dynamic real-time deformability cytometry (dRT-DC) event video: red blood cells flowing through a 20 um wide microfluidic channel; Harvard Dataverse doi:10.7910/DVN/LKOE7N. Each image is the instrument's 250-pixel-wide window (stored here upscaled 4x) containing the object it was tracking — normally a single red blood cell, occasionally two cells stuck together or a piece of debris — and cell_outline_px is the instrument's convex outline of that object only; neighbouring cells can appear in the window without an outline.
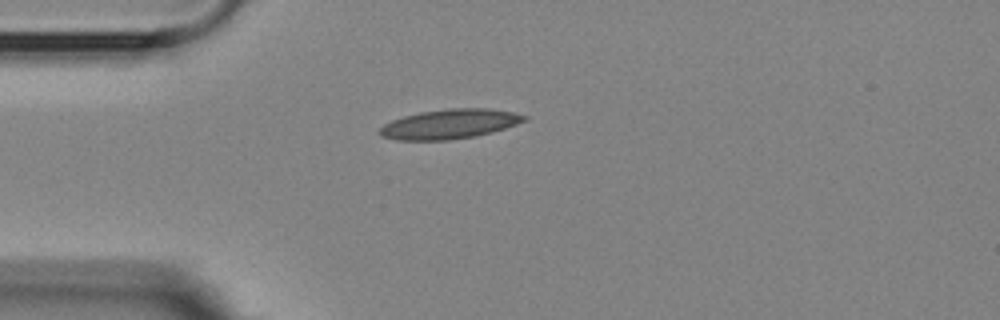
{"species": "Egyptian fruit bat (a non-hibernating species)", "species_latin": "Rousettus aegyptiacus", "temperature_condition": "room temperature", "stored_images_in_passage": 8, "camera_frame_rate_fps": 3000, "um_per_image_px": 0.085, "animal": {"sex": "female"}, "frame": {"image": 1, "passage_image": 1, "time_ms": 0.0, "image_size_px": [1000, 320], "cell_outline_px": [[528, 120], [492, 132], [476, 136], [448, 140], [396, 140], [380, 136], [376, 132], [384, 124], [392, 120], [404, 116], [420, 112], [448, 108], [492, 108], [512, 112], [528, 116]], "centroid_in_image_um": [38.2, 10.54], "position_along_channel_um": 46.8, "area_um2": 25.09}}
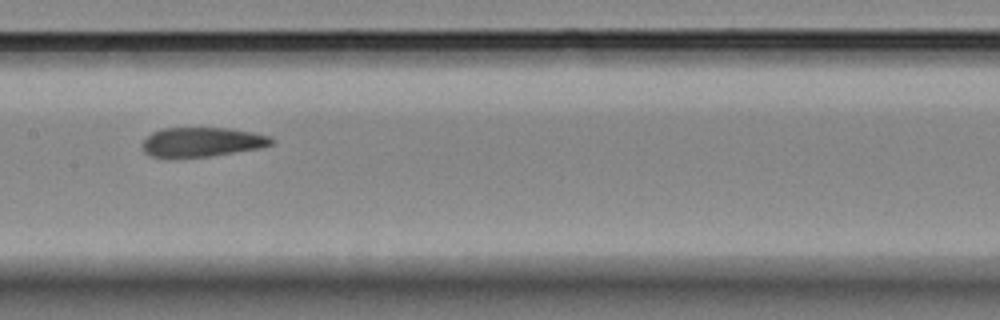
{"frame": {"image": 2, "passage_image": 5, "time_ms": 4.333, "image_size_px": [1000, 320], "cell_outline_px": [[276, 140], [272, 144], [260, 148], [208, 156], [148, 156], [140, 148], [140, 144], [152, 132], [164, 128], [228, 128], [252, 132], [272, 136]], "centroid_in_image_um": [17.18, 12.05], "position_along_channel_um": 190.2, "area_um2": 21.96}}
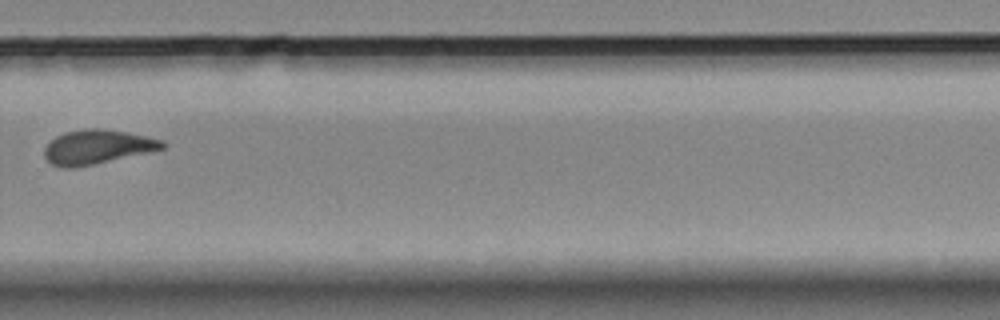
{"frame": {"image": 3, "passage_image": 8, "time_ms": 8.0, "image_size_px": [1000, 320], "cell_outline_px": [[168, 144], [164, 148], [76, 168], [60, 168], [52, 164], [44, 156], [44, 148], [56, 136], [64, 132], [84, 128], [100, 128], [128, 132], [164, 140]], "centroid_in_image_um": [8.25, 12.48], "position_along_channel_um": 321.6, "area_um2": 23.52}}